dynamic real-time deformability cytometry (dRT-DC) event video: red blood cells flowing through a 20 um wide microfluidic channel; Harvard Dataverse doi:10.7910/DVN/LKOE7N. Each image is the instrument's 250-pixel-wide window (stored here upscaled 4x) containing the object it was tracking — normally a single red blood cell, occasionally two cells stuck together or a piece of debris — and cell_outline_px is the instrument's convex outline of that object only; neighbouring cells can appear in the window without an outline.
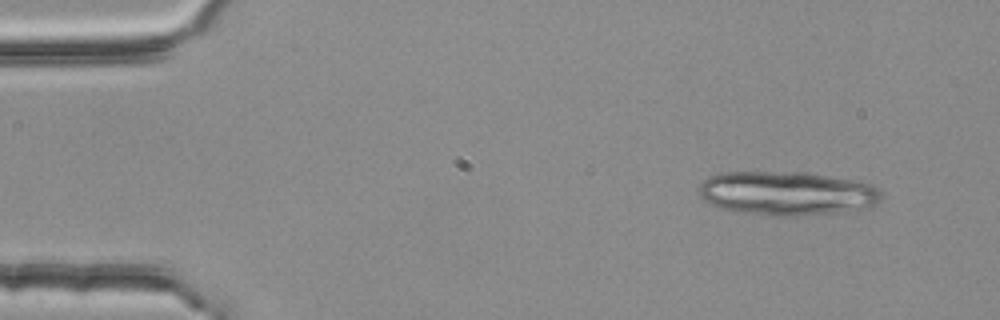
{"species": "common noctule bat (a hibernating species)", "species_latin": "Nyctalus noctula", "temperature_condition": "room temperature", "stored_images_in_passage": 3, "camera_frame_rate_fps": 3000, "um_per_image_px": 0.085, "animal": {"sex": "female", "body_mass_g": 25.1}, "frame": {"image": 1, "passage_image": 1, "time_ms": 0.0, "image_size_px": [1000, 320], "cell_outline_px": [[884, 192], [880, 200], [876, 204], [856, 208], [832, 212], [792, 216], [768, 216], [732, 212], [720, 208], [704, 200], [700, 196], [700, 184], [708, 176], [724, 172], [804, 172], [852, 180], [868, 184], [880, 188]], "centroid_in_image_um": [66.82, 16.43], "position_along_channel_um": 18.2, "area_um2": 46.53}}